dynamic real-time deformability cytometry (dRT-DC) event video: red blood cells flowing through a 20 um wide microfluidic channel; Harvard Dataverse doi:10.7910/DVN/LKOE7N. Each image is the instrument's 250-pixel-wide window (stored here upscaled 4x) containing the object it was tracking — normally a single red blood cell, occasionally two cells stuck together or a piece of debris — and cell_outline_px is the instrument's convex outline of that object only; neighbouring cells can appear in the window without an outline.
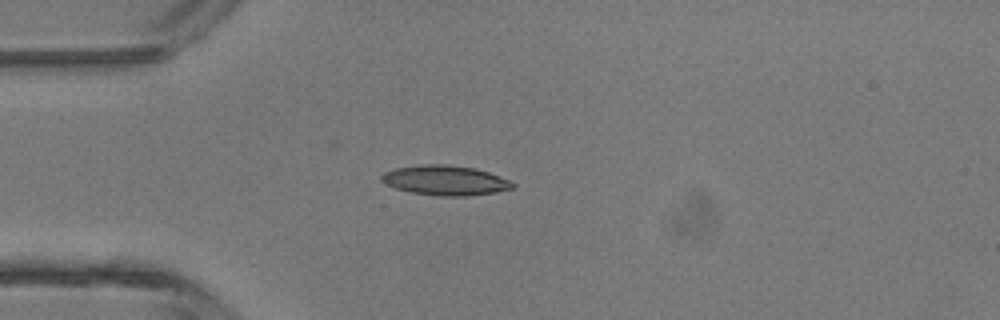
{"species": "common noctule bat (a hibernating species)", "species_latin": "Nyctalus noctula", "temperature_condition": "room temperature", "stored_images_in_passage": 4, "camera_frame_rate_fps": 3000, "um_per_image_px": 0.085, "animal": {"sex": "male", "body_mass_g": 13.3}, "frame": {"image": 1, "passage_image": 2, "time_ms": 0.333, "image_size_px": [1000, 320], "cell_outline_px": [[516, 188], [496, 192], [468, 196], [440, 196], [412, 192], [396, 188], [380, 180], [380, 176], [384, 172], [392, 168], [420, 164], [444, 164], [472, 168], [488, 172], [512, 180], [516, 184]], "centroid_in_image_um": [37.87, 15.33], "position_along_channel_um": 47.1, "area_um2": 22.95}}